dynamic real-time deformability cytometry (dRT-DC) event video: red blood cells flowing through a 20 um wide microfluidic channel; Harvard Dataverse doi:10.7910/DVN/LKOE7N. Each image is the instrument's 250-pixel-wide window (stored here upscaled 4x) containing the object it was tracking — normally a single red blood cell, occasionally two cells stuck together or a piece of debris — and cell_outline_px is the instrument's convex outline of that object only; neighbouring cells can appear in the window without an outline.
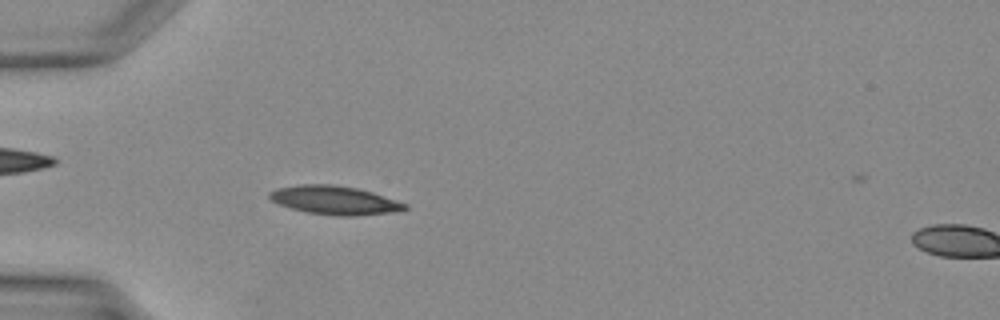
{"species": "Egyptian fruit bat (a non-hibernating species)", "species_latin": "Rousettus aegyptiacus", "temperature_condition": "warm", "stored_images_in_passage": 40, "camera_frame_rate_fps": 3000, "um_per_image_px": 0.085, "animal": {"sex": "female"}, "frame": {"image": 1, "passage_image": 12, "time_ms": 3.667, "image_size_px": [1000, 320], "cell_outline_px": [[408, 208], [400, 212], [352, 216], [340, 216], [308, 212], [292, 208], [280, 204], [272, 200], [268, 196], [268, 192], [276, 188], [300, 184], [332, 184], [356, 188], [372, 192], [408, 204]], "centroid_in_image_um": [28.48, 17.02], "position_along_channel_um": 56.5, "area_um2": 22.6}}
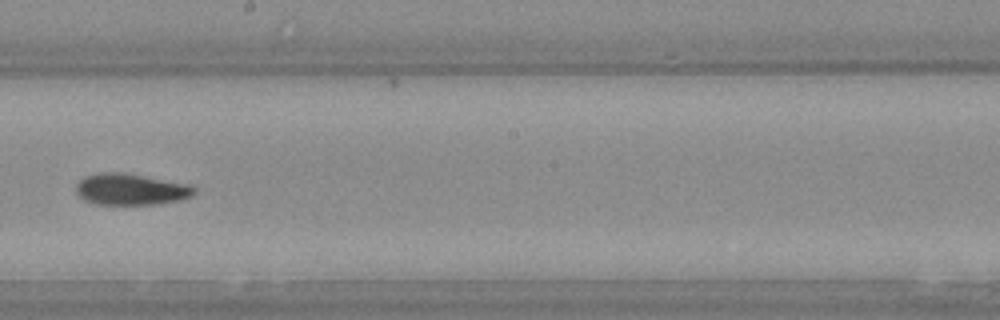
{"frame": {"image": 2, "passage_image": 23, "time_ms": 7.333, "image_size_px": [1000, 320], "cell_outline_px": [[196, 192], [192, 196], [176, 200], [152, 204], [96, 204], [84, 200], [76, 192], [76, 184], [84, 176], [100, 172], [120, 172], [188, 184], [196, 188]], "centroid_in_image_um": [11.07, 16.08], "position_along_channel_um": 237.1, "area_um2": 21.33}}
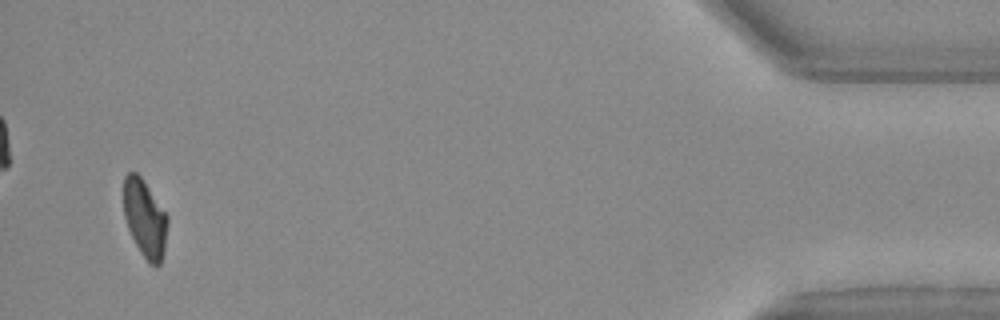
{"frame": {"image": 3, "passage_image": 38, "time_ms": 12.333, "image_size_px": [1000, 320], "cell_outline_px": [[168, 224], [164, 252], [160, 264], [148, 264], [140, 252], [128, 228], [124, 216], [124, 176], [128, 172], [136, 172], [140, 176], [168, 216]], "centroid_in_image_um": [12.32, 18.58], "position_along_channel_um": 422.9, "area_um2": 19.71}}